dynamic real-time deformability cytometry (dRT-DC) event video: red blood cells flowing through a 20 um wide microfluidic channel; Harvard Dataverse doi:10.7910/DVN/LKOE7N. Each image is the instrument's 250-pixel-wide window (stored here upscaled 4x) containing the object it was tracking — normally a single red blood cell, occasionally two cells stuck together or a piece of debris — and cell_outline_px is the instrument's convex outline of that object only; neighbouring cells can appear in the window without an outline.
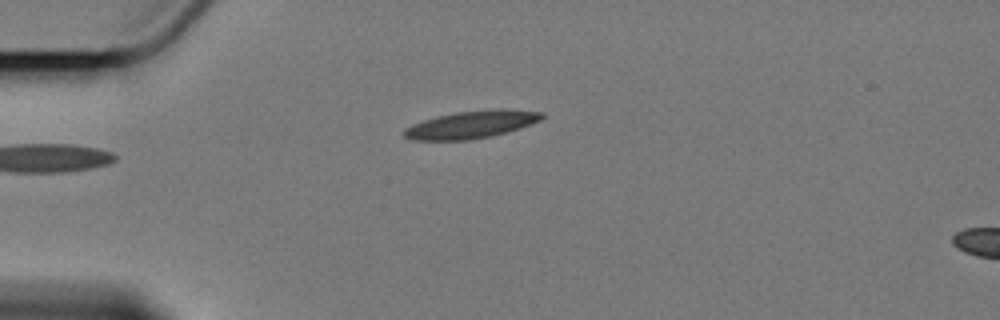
{"species": "Egyptian fruit bat (a non-hibernating species)", "species_latin": "Rousettus aegyptiacus", "temperature_condition": "cold", "stored_images_in_passage": 3, "camera_frame_rate_fps": 3000, "um_per_image_px": 0.085, "animal": {"sex": "female"}, "frame": {"image": 1, "passage_image": 1, "time_ms": 0.0, "image_size_px": [1000, 320], "cell_outline_px": [[544, 116], [540, 120], [532, 124], [508, 132], [492, 136], [468, 140], [412, 140], [404, 136], [400, 132], [404, 128], [412, 124], [436, 116], [456, 112], [500, 108], [504, 108], [544, 112]], "centroid_in_image_um": [40.07, 10.58], "position_along_channel_um": 44.9, "area_um2": 22.37}}
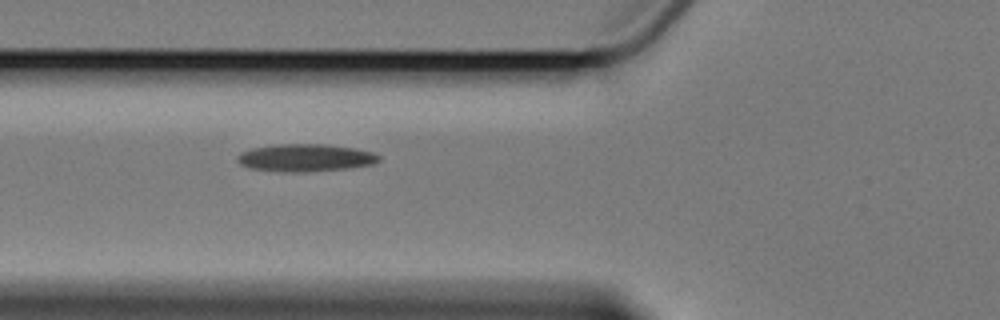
{"frame": {"image": 2, "passage_image": 3, "time_ms": 2.333, "image_size_px": [1000, 320], "cell_outline_px": [[380, 160], [372, 164], [348, 168], [308, 172], [280, 172], [248, 168], [240, 164], [236, 160], [236, 156], [240, 152], [252, 148], [276, 144], [324, 144], [356, 148], [372, 152], [380, 156]], "centroid_in_image_um": [25.91, 13.41], "position_along_channel_um": 99.9, "area_um2": 22.95}}